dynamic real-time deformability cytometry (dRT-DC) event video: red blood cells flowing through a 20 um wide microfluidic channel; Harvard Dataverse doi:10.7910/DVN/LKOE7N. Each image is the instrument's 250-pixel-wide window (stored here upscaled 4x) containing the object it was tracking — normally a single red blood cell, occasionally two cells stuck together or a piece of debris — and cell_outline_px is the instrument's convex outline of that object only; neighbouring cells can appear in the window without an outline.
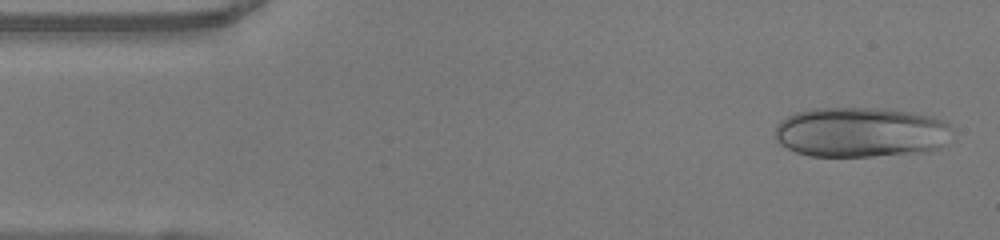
{"species": "human", "species_latin": "Homo sapiens", "temperature_condition": "warm", "stored_images_in_passage": 48, "camera_frame_rate_fps": 3000, "um_per_image_px": 0.085, "donor": {"sex": "female"}, "frame": {"image": 1, "passage_image": 2, "time_ms": 0.333, "image_size_px": [1000, 240], "cell_outline_px": [[952, 128], [940, 148], [928, 152], [872, 156], [812, 156], [796, 152], [780, 144], [776, 140], [776, 124], [780, 120], [796, 112], [812, 108], [876, 108], [912, 112], [932, 116], [944, 120]], "centroid_in_image_um": [73.15, 11.24], "position_along_channel_um": 11.8, "area_um2": 51.85}}
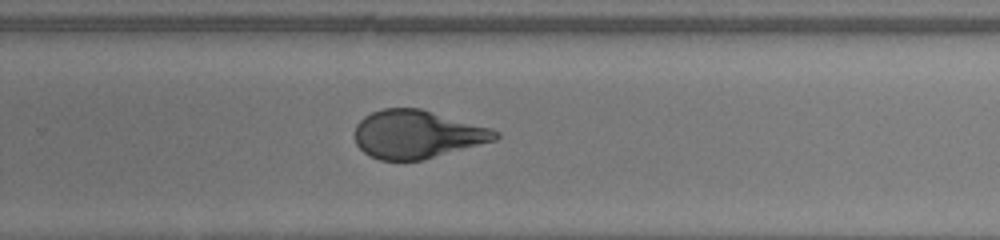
{"frame": {"image": 2, "passage_image": 30, "time_ms": 9.667, "image_size_px": [1000, 240], "cell_outline_px": [[500, 136], [496, 140], [424, 160], [380, 160], [364, 152], [356, 144], [356, 124], [364, 116], [372, 112], [384, 108], [420, 108], [492, 128], [500, 132]], "centroid_in_image_um": [35.48, 11.41], "position_along_channel_um": 294.3, "area_um2": 39.42}}
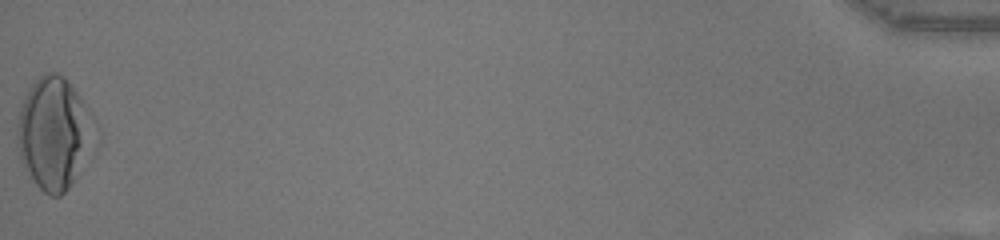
{"frame": {"image": 3, "passage_image": 48, "time_ms": 15.667, "image_size_px": [1000, 240], "cell_outline_px": [[100, 144], [68, 188], [60, 196], [48, 196], [28, 176], [20, 160], [16, 136], [16, 132], [20, 108], [24, 96], [32, 84], [44, 72], [56, 72], [64, 76], [76, 92], [92, 116], [100, 132]], "centroid_in_image_um": [4.66, 11.37], "position_along_channel_um": 430.5, "area_um2": 51.96}, "authors_computed_cell_mechanics": {"area_um2": 40.2866, "velocity_mm_per_s": 4.1247, "shape_relaxation_time_tau1_ms": 9.7646, "shape_relaxation_time_tau2_ms": null, "deformation_change_tau1": 0.3132, "deformation_change_tau2": null}}